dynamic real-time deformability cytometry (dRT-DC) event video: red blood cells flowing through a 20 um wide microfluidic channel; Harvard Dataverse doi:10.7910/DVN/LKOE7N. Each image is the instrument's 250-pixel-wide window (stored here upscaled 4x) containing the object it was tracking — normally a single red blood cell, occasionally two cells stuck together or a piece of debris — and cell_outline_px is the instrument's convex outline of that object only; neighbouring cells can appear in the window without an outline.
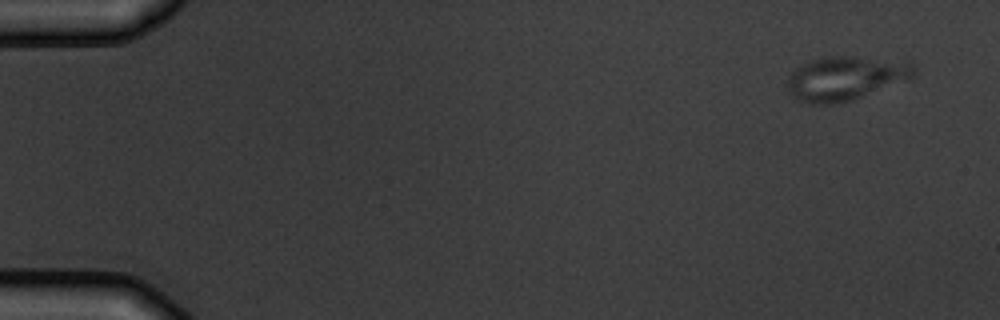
{"species": "common noctule bat (a hibernating species)", "species_latin": "Nyctalus noctula", "temperature_condition": "warm", "stored_images_in_passage": 5, "camera_frame_rate_fps": 3000, "um_per_image_px": 0.085, "animal": {"sex": "male", "body_mass_g": 19.5, "forearm_length_mm": 54.6}, "frame": {"image": 1, "passage_image": 1, "time_ms": 0.0, "image_size_px": [1000, 320], "cell_outline_px": [[916, 76], [852, 100], [832, 104], [808, 104], [796, 100], [788, 92], [788, 76], [792, 68], [812, 60], [828, 56], [856, 56], [912, 64], [916, 68]], "centroid_in_image_um": [71.77, 6.66], "position_along_channel_um": 13.2, "area_um2": 32.31}}